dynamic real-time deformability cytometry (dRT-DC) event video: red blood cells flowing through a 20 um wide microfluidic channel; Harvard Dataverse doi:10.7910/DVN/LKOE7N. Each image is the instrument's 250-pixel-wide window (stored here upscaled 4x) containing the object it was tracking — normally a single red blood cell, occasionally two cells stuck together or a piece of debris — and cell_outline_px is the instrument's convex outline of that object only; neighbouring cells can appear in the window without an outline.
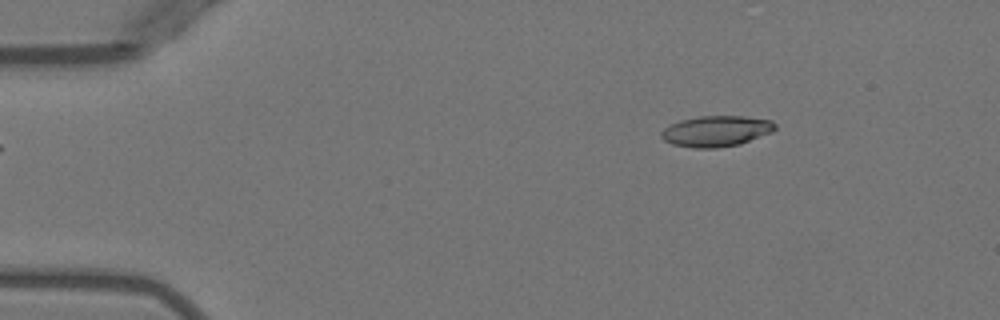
{"species": "Egyptian fruit bat (a non-hibernating species)", "species_latin": "Rousettus aegyptiacus", "temperature_condition": "warm", "stored_images_in_passage": 3, "camera_frame_rate_fps": 3000, "um_per_image_px": 0.085, "animal": {"sex": "female"}, "frame": {"image": 1, "passage_image": 1, "time_ms": 0.0, "image_size_px": [1000, 320], "cell_outline_px": [[776, 128], [772, 132], [740, 144], [716, 148], [692, 148], [672, 144], [664, 140], [660, 136], [660, 132], [664, 128], [680, 120], [700, 116], [744, 116], [772, 120], [776, 124]], "centroid_in_image_um": [60.88, 11.15], "position_along_channel_um": 24.1, "area_um2": 20.52}}